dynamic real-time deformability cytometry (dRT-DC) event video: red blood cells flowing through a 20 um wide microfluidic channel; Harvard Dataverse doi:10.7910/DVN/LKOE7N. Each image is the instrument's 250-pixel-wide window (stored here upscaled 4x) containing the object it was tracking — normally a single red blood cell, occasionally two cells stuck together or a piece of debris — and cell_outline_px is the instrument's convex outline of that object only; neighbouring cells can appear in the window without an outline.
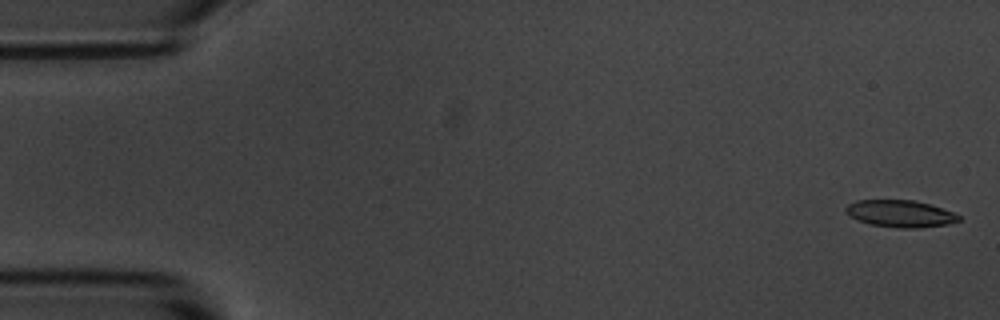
{"species": "common noctule bat (a hibernating species)", "species_latin": "Nyctalus noctula", "temperature_condition": "room temperature", "stored_images_in_passage": 5, "camera_frame_rate_fps": 3000, "um_per_image_px": 0.085, "animal": {"sex": "male", "body_mass_g": 20.1, "forearm_length_mm": 53.5}, "frame": {"image": 1, "passage_image": 1, "time_ms": 0.0, "image_size_px": [1000, 320], "cell_outline_px": [[960, 220], [948, 224], [920, 228], [896, 228], [872, 224], [856, 220], [848, 216], [844, 212], [844, 208], [848, 204], [856, 200], [916, 200], [952, 212], [960, 216]], "centroid_in_image_um": [76.46, 18.16], "position_along_channel_um": 8.5, "area_um2": 17.86}}
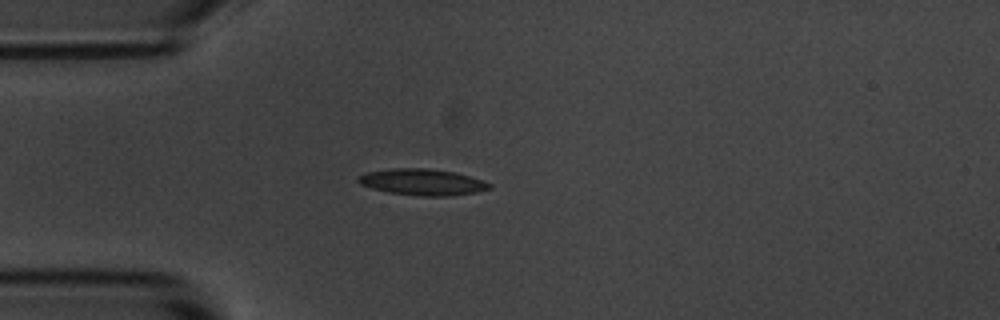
{"frame": {"image": 2, "passage_image": 4, "time_ms": 4.333, "image_size_px": [1000, 320], "cell_outline_px": [[492, 188], [476, 192], [452, 196], [420, 196], [388, 192], [372, 188], [360, 184], [356, 180], [360, 176], [368, 172], [392, 168], [428, 168], [456, 172], [484, 180], [492, 184]], "centroid_in_image_um": [35.96, 15.48], "position_along_channel_um": 49.0, "area_um2": 20.23}}